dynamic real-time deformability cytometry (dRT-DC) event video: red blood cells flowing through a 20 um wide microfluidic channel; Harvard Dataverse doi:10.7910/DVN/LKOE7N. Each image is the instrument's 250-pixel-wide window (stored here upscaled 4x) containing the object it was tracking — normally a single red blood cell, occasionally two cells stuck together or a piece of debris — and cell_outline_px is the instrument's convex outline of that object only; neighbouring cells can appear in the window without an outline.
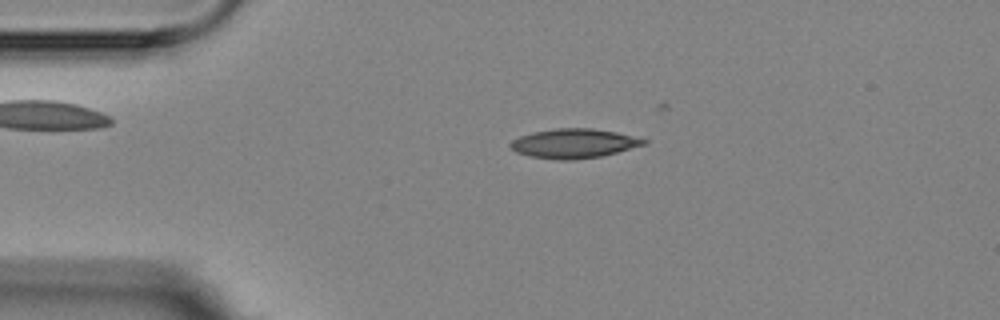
{"species": "Egyptian fruit bat (a non-hibernating species)", "species_latin": "Rousettus aegyptiacus", "temperature_condition": "room temperature", "stored_images_in_passage": 2, "camera_frame_rate_fps": 3000, "um_per_image_px": 0.085, "animal": {"sex": "female"}, "frame": {"image": 1, "passage_image": 2, "time_ms": 1.0, "image_size_px": [1000, 320], "cell_outline_px": [[648, 144], [600, 156], [576, 160], [556, 160], [528, 156], [516, 152], [508, 144], [512, 140], [520, 136], [532, 132], [556, 128], [592, 128], [616, 132], [648, 140]], "centroid_in_image_um": [48.76, 12.19], "position_along_channel_um": 36.2, "area_um2": 22.89}}